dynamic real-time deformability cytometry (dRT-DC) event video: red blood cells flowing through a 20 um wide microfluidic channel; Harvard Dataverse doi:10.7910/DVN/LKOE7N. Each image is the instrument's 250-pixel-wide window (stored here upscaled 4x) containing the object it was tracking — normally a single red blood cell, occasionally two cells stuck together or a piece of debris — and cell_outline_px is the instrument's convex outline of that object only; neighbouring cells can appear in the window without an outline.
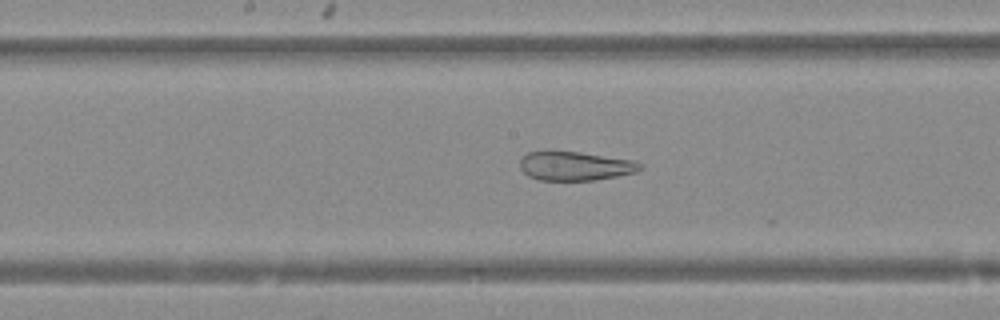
{"species": "Egyptian fruit bat (a non-hibernating species)", "species_latin": "Rousettus aegyptiacus", "temperature_condition": "warm", "stored_images_in_passage": 30, "camera_frame_rate_fps": 3000, "um_per_image_px": 0.085, "animal": {"sex": "female"}, "frame": {"image": 1, "passage_image": 25, "time_ms": 8.0, "image_size_px": [1000, 320], "cell_outline_px": [[644, 168], [636, 172], [596, 180], [540, 180], [528, 176], [520, 168], [520, 160], [528, 152], [544, 148], [548, 148], [580, 152], [632, 160], [640, 164]], "centroid_in_image_um": [48.81, 14.07], "position_along_channel_um": 199.4, "area_um2": 20.81}}
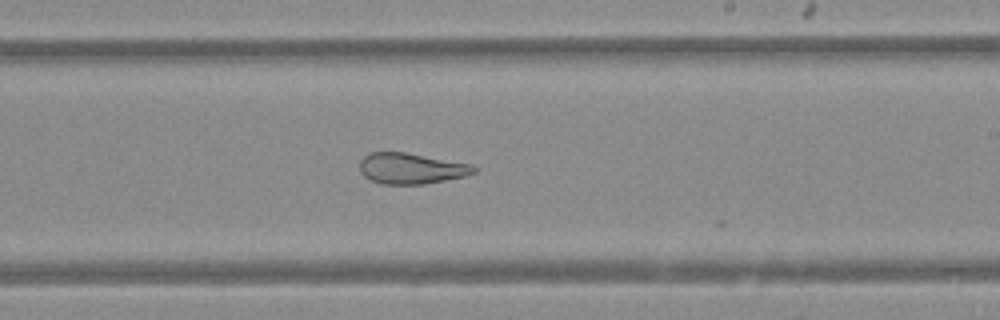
{"frame": {"image": 2, "passage_image": 29, "time_ms": 9.333, "image_size_px": [1000, 320], "cell_outline_px": [[476, 172], [464, 176], [424, 184], [380, 184], [364, 176], [360, 172], [360, 160], [368, 152], [408, 152], [472, 164], [476, 168]], "centroid_in_image_um": [34.93, 14.3], "position_along_channel_um": 254.1, "area_um2": 20.63}}